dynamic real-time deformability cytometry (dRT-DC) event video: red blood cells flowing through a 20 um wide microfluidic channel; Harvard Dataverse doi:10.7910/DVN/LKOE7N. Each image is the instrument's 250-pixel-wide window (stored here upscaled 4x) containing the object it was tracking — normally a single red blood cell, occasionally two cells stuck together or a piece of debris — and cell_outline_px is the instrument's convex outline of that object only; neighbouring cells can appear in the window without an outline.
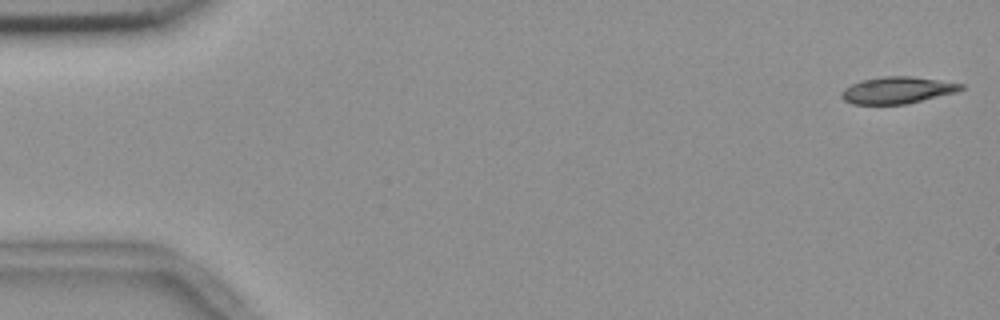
{"species": "common noctule bat (a hibernating species)", "species_latin": "Nyctalus noctula", "temperature_condition": "room temperature", "stored_images_in_passage": 18, "camera_frame_rate_fps": 3000, "um_per_image_px": 0.085, "animal": {"sex": "female", "body_mass_g": 18.4}, "frame": {"image": 1, "passage_image": 1, "time_ms": 0.0, "image_size_px": [1000, 320], "cell_outline_px": [[964, 88], [956, 92], [904, 104], [852, 104], [844, 100], [840, 96], [840, 92], [844, 88], [860, 80], [884, 76], [912, 76], [964, 84]], "centroid_in_image_um": [76.23, 7.66], "position_along_channel_um": 8.8, "area_um2": 18.55}}
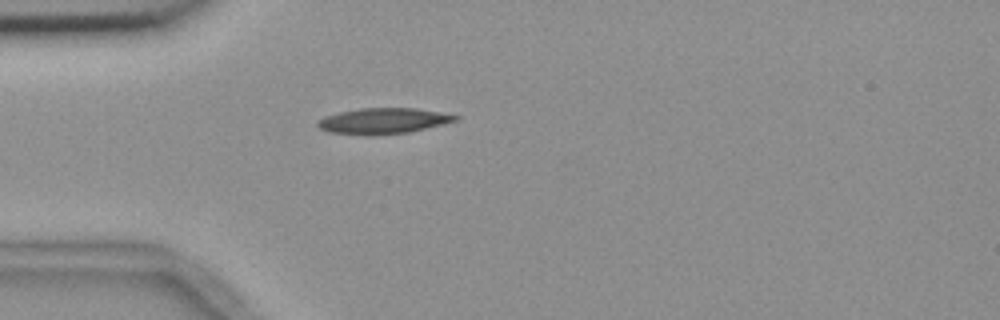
{"frame": {"image": 2, "passage_image": 15, "time_ms": 4.667, "image_size_px": [1000, 320], "cell_outline_px": [[460, 120], [408, 132], [328, 132], [320, 128], [316, 124], [316, 120], [324, 116], [340, 112], [360, 108], [416, 108], [460, 116]], "centroid_in_image_um": [32.61, 10.22], "position_along_channel_um": 52.4, "area_um2": 19.59}}